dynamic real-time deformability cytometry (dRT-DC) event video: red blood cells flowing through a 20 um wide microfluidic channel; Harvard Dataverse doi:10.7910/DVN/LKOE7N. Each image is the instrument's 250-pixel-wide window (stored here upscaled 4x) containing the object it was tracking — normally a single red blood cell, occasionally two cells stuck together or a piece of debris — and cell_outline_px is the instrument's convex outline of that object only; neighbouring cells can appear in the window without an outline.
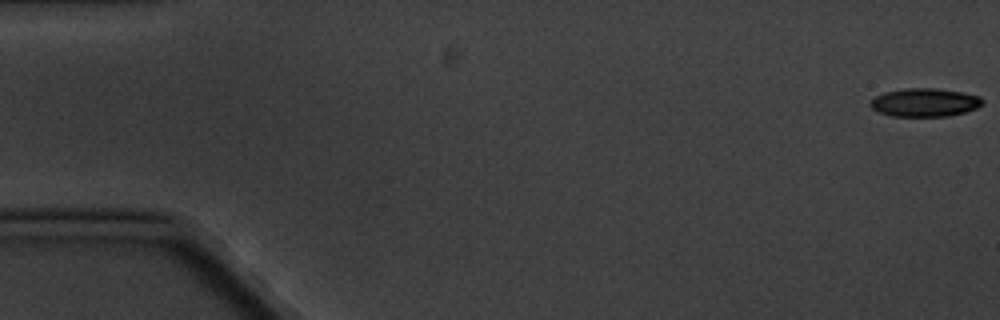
{"species": "common noctule bat (a hibernating species)", "species_latin": "Nyctalus noctula", "temperature_condition": "cold", "stored_images_in_passage": 8, "camera_frame_rate_fps": 3000, "um_per_image_px": 0.085, "animal": {"sex": "male", "body_mass_g": 20.1, "forearm_length_mm": 53.5}, "frame": {"image": 1, "passage_image": 1, "time_ms": 0.0, "image_size_px": [1000, 320], "cell_outline_px": [[984, 104], [976, 108], [964, 112], [948, 116], [892, 116], [880, 112], [872, 108], [868, 104], [876, 96], [884, 92], [904, 88], [936, 88], [960, 92], [980, 96], [984, 100]], "centroid_in_image_um": [78.61, 8.7], "position_along_channel_um": 6.4, "area_um2": 18.5}}
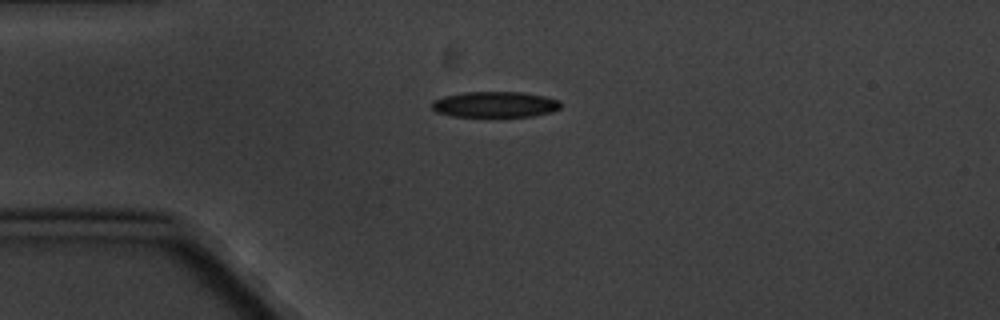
{"frame": {"image": 2, "passage_image": 5, "time_ms": 4.667, "image_size_px": [1000, 320], "cell_outline_px": [[560, 108], [552, 112], [532, 116], [452, 116], [436, 112], [432, 108], [432, 100], [444, 96], [464, 92], [520, 92], [544, 96], [560, 100]], "centroid_in_image_um": [42.07, 8.87], "position_along_channel_um": 42.9, "area_um2": 19.31}}